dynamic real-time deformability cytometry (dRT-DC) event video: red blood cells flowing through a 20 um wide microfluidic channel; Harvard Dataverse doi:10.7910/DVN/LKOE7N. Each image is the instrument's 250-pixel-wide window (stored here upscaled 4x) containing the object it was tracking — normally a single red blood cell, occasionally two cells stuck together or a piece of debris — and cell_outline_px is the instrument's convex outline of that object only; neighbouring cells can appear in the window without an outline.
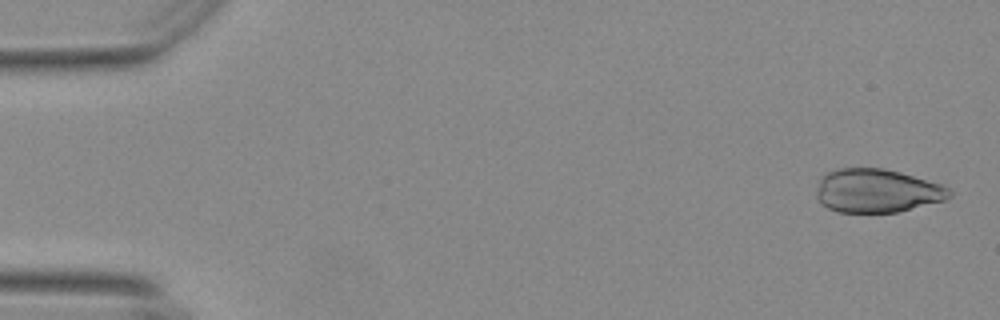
{"species": "Egyptian fruit bat (a non-hibernating species)", "species_latin": "Rousettus aegyptiacus", "temperature_condition": "warm", "stored_images_in_passage": 12, "camera_frame_rate_fps": 3000, "um_per_image_px": 0.085, "animal": {"sex": "female"}, "frame": {"image": 1, "passage_image": 2, "time_ms": 0.333, "image_size_px": [1000, 320], "cell_outline_px": [[952, 196], [944, 200], [896, 212], [836, 212], [820, 204], [816, 196], [816, 188], [820, 176], [824, 172], [840, 168], [884, 168], [900, 172], [944, 184], [952, 192]], "centroid_in_image_um": [74.51, 16.2], "position_along_channel_um": 10.5, "area_um2": 34.16}}